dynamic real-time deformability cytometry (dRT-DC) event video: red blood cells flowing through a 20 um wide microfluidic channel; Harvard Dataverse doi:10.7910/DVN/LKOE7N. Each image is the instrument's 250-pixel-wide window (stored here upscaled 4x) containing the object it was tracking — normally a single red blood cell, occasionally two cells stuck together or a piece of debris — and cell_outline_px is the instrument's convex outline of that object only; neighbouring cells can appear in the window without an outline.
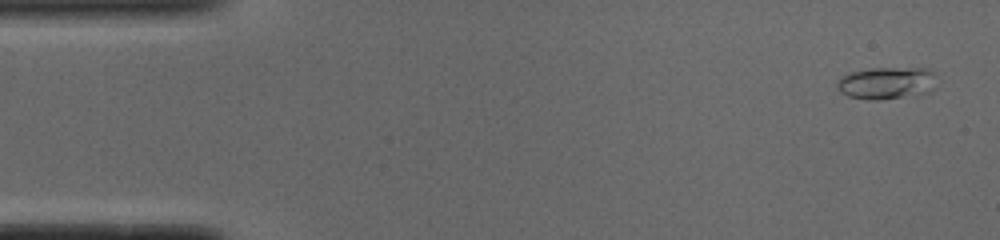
{"species": "common noctule bat (a hibernating species)", "species_latin": "Nyctalus noctula", "temperature_condition": "cold", "stored_images_in_passage": 51, "camera_frame_rate_fps": 3000, "um_per_image_px": 0.085, "animal": {"sex": "male", "body_mass_g": 19.0, "forearm_length_mm": 50.8}, "frame": {"image": 1, "passage_image": 2, "time_ms": 0.333, "image_size_px": [1000, 240], "cell_outline_px": [[932, 88], [928, 92], [880, 100], [872, 100], [848, 96], [840, 92], [836, 88], [836, 84], [844, 76], [852, 72], [872, 68], [928, 68], [932, 72]], "centroid_in_image_um": [75.29, 7.06], "position_along_channel_um": 9.7, "area_um2": 18.15}}
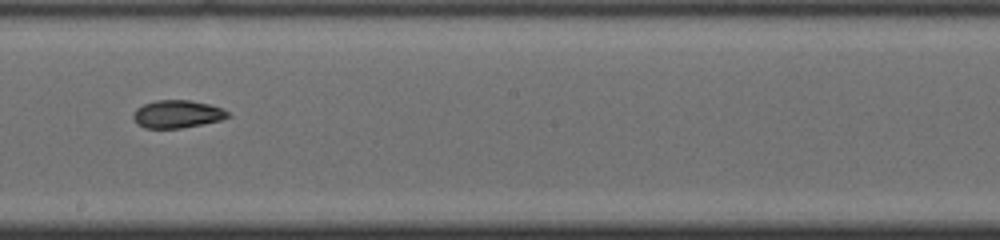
{"frame": {"image": 2, "passage_image": 28, "time_ms": 9.0, "image_size_px": [1000, 240], "cell_outline_px": [[232, 116], [220, 120], [204, 124], [180, 128], [144, 128], [136, 124], [132, 116], [132, 112], [136, 108], [144, 104], [156, 100], [188, 100], [208, 104], [220, 108], [228, 112]], "centroid_in_image_um": [15.02, 9.7], "position_along_channel_um": 233.2, "area_um2": 15.37}}
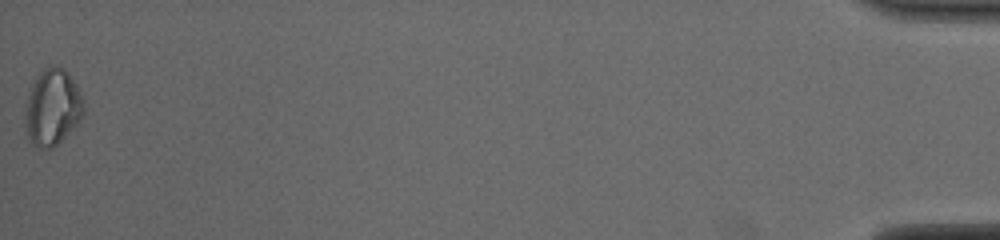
{"frame": {"image": 3, "passage_image": 51, "time_ms": 16.667, "image_size_px": [1000, 240], "cell_outline_px": [[84, 112], [76, 124], [52, 148], [36, 148], [28, 140], [24, 124], [24, 108], [28, 88], [36, 76], [44, 68], [52, 64], [56, 64], [64, 68], [68, 72], [76, 84], [84, 100]], "centroid_in_image_um": [4.4, 9.08], "position_along_channel_um": 430.8, "area_um2": 26.59}, "authors_computed_cell_mechanics": {"area_um2": 15.895, "velocity_mm_per_s": 3.9031, "shape_relaxation_time_tau1_ms": 6.0471, "shape_relaxation_time_tau2_ms": null, "deformation_change_tau1": 0.1691, "deformation_change_tau2": null}}